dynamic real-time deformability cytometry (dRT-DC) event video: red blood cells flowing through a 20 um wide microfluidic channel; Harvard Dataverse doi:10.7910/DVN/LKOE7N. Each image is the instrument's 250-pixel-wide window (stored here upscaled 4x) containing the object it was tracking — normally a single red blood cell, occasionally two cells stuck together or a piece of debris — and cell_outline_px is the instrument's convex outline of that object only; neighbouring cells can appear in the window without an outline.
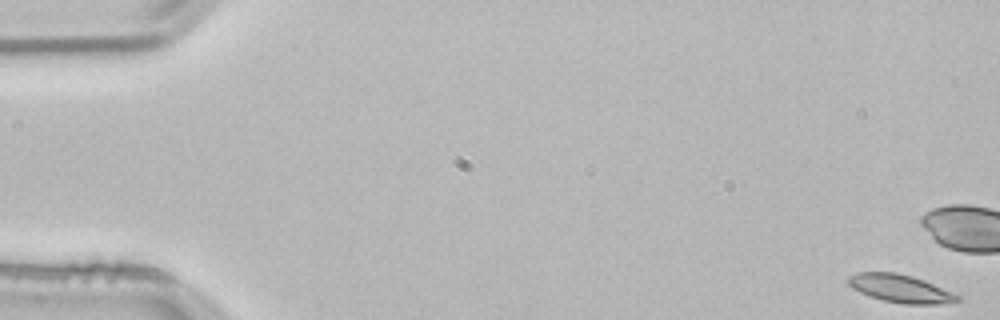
{"species": "common noctule bat (a hibernating species)", "species_latin": "Nyctalus noctula", "temperature_condition": "room temperature", "stored_images_in_passage": 11, "camera_frame_rate_fps": 3000, "um_per_image_px": 0.085, "animal": {"sex": "male", "body_mass_g": 21.5, "forearm_length_mm": 52.0}, "frame": {"image": 1, "passage_image": 1, "time_ms": 0.0, "image_size_px": [1000, 320], "cell_outline_px": [[960, 300], [940, 304], [904, 304], [884, 300], [868, 296], [852, 288], [844, 280], [848, 276], [860, 272], [896, 272], [912, 276], [924, 280], [960, 296]], "centroid_in_image_um": [76.47, 24.52], "position_along_channel_um": 8.5, "area_um2": 17.74}}